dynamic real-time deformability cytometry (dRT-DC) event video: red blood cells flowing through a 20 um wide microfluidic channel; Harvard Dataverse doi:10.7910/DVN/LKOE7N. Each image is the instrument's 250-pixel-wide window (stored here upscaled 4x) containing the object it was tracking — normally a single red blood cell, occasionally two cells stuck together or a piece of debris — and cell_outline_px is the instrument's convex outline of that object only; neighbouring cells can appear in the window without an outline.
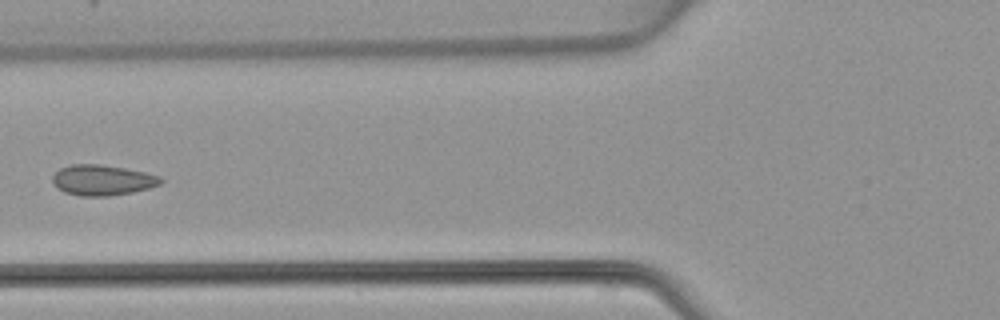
{"species": "common noctule bat (a hibernating species)", "species_latin": "Nyctalus noctula", "temperature_condition": "warm", "stored_images_in_passage": 6, "camera_frame_rate_fps": 3000, "um_per_image_px": 0.085, "animal": {"sex": "female", "body_mass_g": 22.7, "forearm_length_mm": 54.2}, "frame": {"image": 1, "passage_image": 6, "time_ms": 6.0, "image_size_px": [1000, 320], "cell_outline_px": [[164, 180], [160, 184], [148, 188], [132, 192], [108, 196], [80, 196], [64, 192], [56, 188], [52, 184], [52, 176], [60, 168], [72, 164], [100, 164], [124, 168], [144, 172], [160, 176]], "centroid_in_image_um": [8.67, 15.31], "position_along_channel_um": 117.1, "area_um2": 19.31}}